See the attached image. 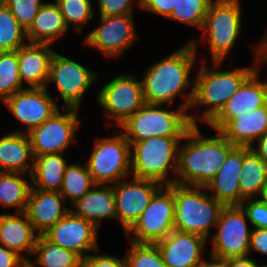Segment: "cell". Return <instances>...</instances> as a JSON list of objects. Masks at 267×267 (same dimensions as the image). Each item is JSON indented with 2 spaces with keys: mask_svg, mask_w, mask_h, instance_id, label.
I'll return each mask as SVG.
<instances>
[{
  "mask_svg": "<svg viewBox=\"0 0 267 267\" xmlns=\"http://www.w3.org/2000/svg\"><path fill=\"white\" fill-rule=\"evenodd\" d=\"M176 0H140V10L168 18L175 5Z\"/></svg>",
  "mask_w": 267,
  "mask_h": 267,
  "instance_id": "cell-42",
  "label": "cell"
},
{
  "mask_svg": "<svg viewBox=\"0 0 267 267\" xmlns=\"http://www.w3.org/2000/svg\"><path fill=\"white\" fill-rule=\"evenodd\" d=\"M21 172H0V205L15 208V212H25L32 187L31 176Z\"/></svg>",
  "mask_w": 267,
  "mask_h": 267,
  "instance_id": "cell-29",
  "label": "cell"
},
{
  "mask_svg": "<svg viewBox=\"0 0 267 267\" xmlns=\"http://www.w3.org/2000/svg\"><path fill=\"white\" fill-rule=\"evenodd\" d=\"M207 242L203 236L173 230L155 245L167 267H201Z\"/></svg>",
  "mask_w": 267,
  "mask_h": 267,
  "instance_id": "cell-19",
  "label": "cell"
},
{
  "mask_svg": "<svg viewBox=\"0 0 267 267\" xmlns=\"http://www.w3.org/2000/svg\"><path fill=\"white\" fill-rule=\"evenodd\" d=\"M199 127L193 125L180 142L176 184L206 187L236 147L219 131L206 136Z\"/></svg>",
  "mask_w": 267,
  "mask_h": 267,
  "instance_id": "cell-3",
  "label": "cell"
},
{
  "mask_svg": "<svg viewBox=\"0 0 267 267\" xmlns=\"http://www.w3.org/2000/svg\"><path fill=\"white\" fill-rule=\"evenodd\" d=\"M99 16L133 14L135 6L140 7V0H97Z\"/></svg>",
  "mask_w": 267,
  "mask_h": 267,
  "instance_id": "cell-40",
  "label": "cell"
},
{
  "mask_svg": "<svg viewBox=\"0 0 267 267\" xmlns=\"http://www.w3.org/2000/svg\"><path fill=\"white\" fill-rule=\"evenodd\" d=\"M259 67L232 96L221 111L207 124L220 131L231 119L267 104V79L261 80Z\"/></svg>",
  "mask_w": 267,
  "mask_h": 267,
  "instance_id": "cell-18",
  "label": "cell"
},
{
  "mask_svg": "<svg viewBox=\"0 0 267 267\" xmlns=\"http://www.w3.org/2000/svg\"><path fill=\"white\" fill-rule=\"evenodd\" d=\"M67 24L55 1L45 2L30 27L26 30L28 43L57 44L68 32ZM65 34V35H64Z\"/></svg>",
  "mask_w": 267,
  "mask_h": 267,
  "instance_id": "cell-27",
  "label": "cell"
},
{
  "mask_svg": "<svg viewBox=\"0 0 267 267\" xmlns=\"http://www.w3.org/2000/svg\"><path fill=\"white\" fill-rule=\"evenodd\" d=\"M259 261H257V267H267V264H262V265H259L258 263Z\"/></svg>",
  "mask_w": 267,
  "mask_h": 267,
  "instance_id": "cell-51",
  "label": "cell"
},
{
  "mask_svg": "<svg viewBox=\"0 0 267 267\" xmlns=\"http://www.w3.org/2000/svg\"><path fill=\"white\" fill-rule=\"evenodd\" d=\"M55 3L59 6L67 27L70 28L71 25L78 35L96 16L93 4L96 0H55Z\"/></svg>",
  "mask_w": 267,
  "mask_h": 267,
  "instance_id": "cell-34",
  "label": "cell"
},
{
  "mask_svg": "<svg viewBox=\"0 0 267 267\" xmlns=\"http://www.w3.org/2000/svg\"><path fill=\"white\" fill-rule=\"evenodd\" d=\"M107 81L97 92L96 100L106 118L119 127L146 104L142 80L131 72H124Z\"/></svg>",
  "mask_w": 267,
  "mask_h": 267,
  "instance_id": "cell-11",
  "label": "cell"
},
{
  "mask_svg": "<svg viewBox=\"0 0 267 267\" xmlns=\"http://www.w3.org/2000/svg\"><path fill=\"white\" fill-rule=\"evenodd\" d=\"M98 77L97 71L87 69L82 63L55 51L50 64L47 87L54 82L59 93L54 98L56 102L61 98L64 108L81 109L84 95L97 82L96 80H99Z\"/></svg>",
  "mask_w": 267,
  "mask_h": 267,
  "instance_id": "cell-12",
  "label": "cell"
},
{
  "mask_svg": "<svg viewBox=\"0 0 267 267\" xmlns=\"http://www.w3.org/2000/svg\"><path fill=\"white\" fill-rule=\"evenodd\" d=\"M264 33L258 41V59L260 67L262 65H266L267 67V28Z\"/></svg>",
  "mask_w": 267,
  "mask_h": 267,
  "instance_id": "cell-47",
  "label": "cell"
},
{
  "mask_svg": "<svg viewBox=\"0 0 267 267\" xmlns=\"http://www.w3.org/2000/svg\"><path fill=\"white\" fill-rule=\"evenodd\" d=\"M49 91L48 87L25 88L2 102L13 118L25 127L24 130L15 128L13 132L29 134L60 109Z\"/></svg>",
  "mask_w": 267,
  "mask_h": 267,
  "instance_id": "cell-15",
  "label": "cell"
},
{
  "mask_svg": "<svg viewBox=\"0 0 267 267\" xmlns=\"http://www.w3.org/2000/svg\"><path fill=\"white\" fill-rule=\"evenodd\" d=\"M28 43L26 30L19 24L8 6L0 4V52L17 51Z\"/></svg>",
  "mask_w": 267,
  "mask_h": 267,
  "instance_id": "cell-33",
  "label": "cell"
},
{
  "mask_svg": "<svg viewBox=\"0 0 267 267\" xmlns=\"http://www.w3.org/2000/svg\"><path fill=\"white\" fill-rule=\"evenodd\" d=\"M60 109L28 135L31 139L34 157L45 154L65 153L72 144H76V132L80 129V109L65 107Z\"/></svg>",
  "mask_w": 267,
  "mask_h": 267,
  "instance_id": "cell-13",
  "label": "cell"
},
{
  "mask_svg": "<svg viewBox=\"0 0 267 267\" xmlns=\"http://www.w3.org/2000/svg\"><path fill=\"white\" fill-rule=\"evenodd\" d=\"M24 261L21 255L0 245V267H23Z\"/></svg>",
  "mask_w": 267,
  "mask_h": 267,
  "instance_id": "cell-44",
  "label": "cell"
},
{
  "mask_svg": "<svg viewBox=\"0 0 267 267\" xmlns=\"http://www.w3.org/2000/svg\"><path fill=\"white\" fill-rule=\"evenodd\" d=\"M207 258L210 259H206L201 267H227L226 262L224 260L213 258L211 256Z\"/></svg>",
  "mask_w": 267,
  "mask_h": 267,
  "instance_id": "cell-48",
  "label": "cell"
},
{
  "mask_svg": "<svg viewBox=\"0 0 267 267\" xmlns=\"http://www.w3.org/2000/svg\"><path fill=\"white\" fill-rule=\"evenodd\" d=\"M23 267H38V266H36L30 259H28L24 261Z\"/></svg>",
  "mask_w": 267,
  "mask_h": 267,
  "instance_id": "cell-50",
  "label": "cell"
},
{
  "mask_svg": "<svg viewBox=\"0 0 267 267\" xmlns=\"http://www.w3.org/2000/svg\"><path fill=\"white\" fill-rule=\"evenodd\" d=\"M99 231L92 222L69 211L43 235L52 243L84 258L100 249Z\"/></svg>",
  "mask_w": 267,
  "mask_h": 267,
  "instance_id": "cell-17",
  "label": "cell"
},
{
  "mask_svg": "<svg viewBox=\"0 0 267 267\" xmlns=\"http://www.w3.org/2000/svg\"><path fill=\"white\" fill-rule=\"evenodd\" d=\"M94 185L86 163L72 162L65 169L60 193L66 202L69 200V206H71L85 193L89 192Z\"/></svg>",
  "mask_w": 267,
  "mask_h": 267,
  "instance_id": "cell-32",
  "label": "cell"
},
{
  "mask_svg": "<svg viewBox=\"0 0 267 267\" xmlns=\"http://www.w3.org/2000/svg\"><path fill=\"white\" fill-rule=\"evenodd\" d=\"M240 0H212L202 27L212 62H224L242 32ZM205 36V37H204Z\"/></svg>",
  "mask_w": 267,
  "mask_h": 267,
  "instance_id": "cell-7",
  "label": "cell"
},
{
  "mask_svg": "<svg viewBox=\"0 0 267 267\" xmlns=\"http://www.w3.org/2000/svg\"><path fill=\"white\" fill-rule=\"evenodd\" d=\"M131 177L112 184L117 221L124 234L139 219L154 193L162 186L152 180Z\"/></svg>",
  "mask_w": 267,
  "mask_h": 267,
  "instance_id": "cell-16",
  "label": "cell"
},
{
  "mask_svg": "<svg viewBox=\"0 0 267 267\" xmlns=\"http://www.w3.org/2000/svg\"><path fill=\"white\" fill-rule=\"evenodd\" d=\"M174 227L184 233H193L209 240L211 228L216 227L222 202L210 196L206 187L173 184Z\"/></svg>",
  "mask_w": 267,
  "mask_h": 267,
  "instance_id": "cell-4",
  "label": "cell"
},
{
  "mask_svg": "<svg viewBox=\"0 0 267 267\" xmlns=\"http://www.w3.org/2000/svg\"><path fill=\"white\" fill-rule=\"evenodd\" d=\"M52 47L51 44L27 43L17 50L20 80L25 88L47 87L55 53Z\"/></svg>",
  "mask_w": 267,
  "mask_h": 267,
  "instance_id": "cell-20",
  "label": "cell"
},
{
  "mask_svg": "<svg viewBox=\"0 0 267 267\" xmlns=\"http://www.w3.org/2000/svg\"><path fill=\"white\" fill-rule=\"evenodd\" d=\"M65 202L60 192L31 187L25 212L39 235H43L70 211Z\"/></svg>",
  "mask_w": 267,
  "mask_h": 267,
  "instance_id": "cell-21",
  "label": "cell"
},
{
  "mask_svg": "<svg viewBox=\"0 0 267 267\" xmlns=\"http://www.w3.org/2000/svg\"><path fill=\"white\" fill-rule=\"evenodd\" d=\"M125 257L126 267H167L155 244L129 242Z\"/></svg>",
  "mask_w": 267,
  "mask_h": 267,
  "instance_id": "cell-37",
  "label": "cell"
},
{
  "mask_svg": "<svg viewBox=\"0 0 267 267\" xmlns=\"http://www.w3.org/2000/svg\"><path fill=\"white\" fill-rule=\"evenodd\" d=\"M240 205H225L215 233H212L209 256L220 260L249 256L252 227Z\"/></svg>",
  "mask_w": 267,
  "mask_h": 267,
  "instance_id": "cell-10",
  "label": "cell"
},
{
  "mask_svg": "<svg viewBox=\"0 0 267 267\" xmlns=\"http://www.w3.org/2000/svg\"><path fill=\"white\" fill-rule=\"evenodd\" d=\"M183 138L158 136L133 143L131 145L132 176L152 180L161 185L174 184L179 145Z\"/></svg>",
  "mask_w": 267,
  "mask_h": 267,
  "instance_id": "cell-6",
  "label": "cell"
},
{
  "mask_svg": "<svg viewBox=\"0 0 267 267\" xmlns=\"http://www.w3.org/2000/svg\"><path fill=\"white\" fill-rule=\"evenodd\" d=\"M267 181V163L251 147H244V161L240 171L241 203L244 199L258 198Z\"/></svg>",
  "mask_w": 267,
  "mask_h": 267,
  "instance_id": "cell-30",
  "label": "cell"
},
{
  "mask_svg": "<svg viewBox=\"0 0 267 267\" xmlns=\"http://www.w3.org/2000/svg\"><path fill=\"white\" fill-rule=\"evenodd\" d=\"M252 53L254 60L247 67L221 70L223 62H211L210 67L206 58H201V65L195 74L194 97L190 111L195 107L197 117L189 112L192 125L207 124L221 111L227 101L236 94L242 84L260 67L258 59V40L254 42ZM221 70V71H220ZM205 109L200 111V108ZM200 107V108H197ZM199 109V110H198ZM199 112V113H198ZM201 112V114H200ZM199 115V116H198ZM199 121V122H198Z\"/></svg>",
  "mask_w": 267,
  "mask_h": 267,
  "instance_id": "cell-2",
  "label": "cell"
},
{
  "mask_svg": "<svg viewBox=\"0 0 267 267\" xmlns=\"http://www.w3.org/2000/svg\"><path fill=\"white\" fill-rule=\"evenodd\" d=\"M70 211L92 222L98 229L105 219L117 220L115 197L112 185L95 184L80 199L71 205Z\"/></svg>",
  "mask_w": 267,
  "mask_h": 267,
  "instance_id": "cell-24",
  "label": "cell"
},
{
  "mask_svg": "<svg viewBox=\"0 0 267 267\" xmlns=\"http://www.w3.org/2000/svg\"><path fill=\"white\" fill-rule=\"evenodd\" d=\"M267 255V228L252 229L249 242V256L253 252Z\"/></svg>",
  "mask_w": 267,
  "mask_h": 267,
  "instance_id": "cell-43",
  "label": "cell"
},
{
  "mask_svg": "<svg viewBox=\"0 0 267 267\" xmlns=\"http://www.w3.org/2000/svg\"><path fill=\"white\" fill-rule=\"evenodd\" d=\"M212 0H176L171 15L167 18L202 30L208 7Z\"/></svg>",
  "mask_w": 267,
  "mask_h": 267,
  "instance_id": "cell-36",
  "label": "cell"
},
{
  "mask_svg": "<svg viewBox=\"0 0 267 267\" xmlns=\"http://www.w3.org/2000/svg\"><path fill=\"white\" fill-rule=\"evenodd\" d=\"M39 234L26 212L0 214V245L31 259Z\"/></svg>",
  "mask_w": 267,
  "mask_h": 267,
  "instance_id": "cell-23",
  "label": "cell"
},
{
  "mask_svg": "<svg viewBox=\"0 0 267 267\" xmlns=\"http://www.w3.org/2000/svg\"><path fill=\"white\" fill-rule=\"evenodd\" d=\"M80 267H126L125 257L105 255L101 250L82 258Z\"/></svg>",
  "mask_w": 267,
  "mask_h": 267,
  "instance_id": "cell-41",
  "label": "cell"
},
{
  "mask_svg": "<svg viewBox=\"0 0 267 267\" xmlns=\"http://www.w3.org/2000/svg\"><path fill=\"white\" fill-rule=\"evenodd\" d=\"M108 137H96L86 161L95 184L112 185L131 178V144L121 131Z\"/></svg>",
  "mask_w": 267,
  "mask_h": 267,
  "instance_id": "cell-8",
  "label": "cell"
},
{
  "mask_svg": "<svg viewBox=\"0 0 267 267\" xmlns=\"http://www.w3.org/2000/svg\"><path fill=\"white\" fill-rule=\"evenodd\" d=\"M68 164L69 161L64 157V153L34 157V166L31 173L32 187L44 191L60 192Z\"/></svg>",
  "mask_w": 267,
  "mask_h": 267,
  "instance_id": "cell-28",
  "label": "cell"
},
{
  "mask_svg": "<svg viewBox=\"0 0 267 267\" xmlns=\"http://www.w3.org/2000/svg\"><path fill=\"white\" fill-rule=\"evenodd\" d=\"M227 267H257L256 258L247 257H237V258H228L224 260Z\"/></svg>",
  "mask_w": 267,
  "mask_h": 267,
  "instance_id": "cell-45",
  "label": "cell"
},
{
  "mask_svg": "<svg viewBox=\"0 0 267 267\" xmlns=\"http://www.w3.org/2000/svg\"><path fill=\"white\" fill-rule=\"evenodd\" d=\"M258 198L267 203V181L263 185L262 190H261Z\"/></svg>",
  "mask_w": 267,
  "mask_h": 267,
  "instance_id": "cell-49",
  "label": "cell"
},
{
  "mask_svg": "<svg viewBox=\"0 0 267 267\" xmlns=\"http://www.w3.org/2000/svg\"><path fill=\"white\" fill-rule=\"evenodd\" d=\"M192 126L183 107L145 104L118 128L132 145L151 137H184Z\"/></svg>",
  "mask_w": 267,
  "mask_h": 267,
  "instance_id": "cell-5",
  "label": "cell"
},
{
  "mask_svg": "<svg viewBox=\"0 0 267 267\" xmlns=\"http://www.w3.org/2000/svg\"><path fill=\"white\" fill-rule=\"evenodd\" d=\"M198 44V40L192 38L146 68L141 78L146 104L173 106L179 96L183 99L179 106L190 111L195 84L191 74L197 66Z\"/></svg>",
  "mask_w": 267,
  "mask_h": 267,
  "instance_id": "cell-1",
  "label": "cell"
},
{
  "mask_svg": "<svg viewBox=\"0 0 267 267\" xmlns=\"http://www.w3.org/2000/svg\"><path fill=\"white\" fill-rule=\"evenodd\" d=\"M22 89L17 51L0 52V102Z\"/></svg>",
  "mask_w": 267,
  "mask_h": 267,
  "instance_id": "cell-35",
  "label": "cell"
},
{
  "mask_svg": "<svg viewBox=\"0 0 267 267\" xmlns=\"http://www.w3.org/2000/svg\"><path fill=\"white\" fill-rule=\"evenodd\" d=\"M19 24L27 30L35 19L44 0H3Z\"/></svg>",
  "mask_w": 267,
  "mask_h": 267,
  "instance_id": "cell-38",
  "label": "cell"
},
{
  "mask_svg": "<svg viewBox=\"0 0 267 267\" xmlns=\"http://www.w3.org/2000/svg\"><path fill=\"white\" fill-rule=\"evenodd\" d=\"M253 229L267 228V203L259 198L244 199L240 204Z\"/></svg>",
  "mask_w": 267,
  "mask_h": 267,
  "instance_id": "cell-39",
  "label": "cell"
},
{
  "mask_svg": "<svg viewBox=\"0 0 267 267\" xmlns=\"http://www.w3.org/2000/svg\"><path fill=\"white\" fill-rule=\"evenodd\" d=\"M30 259L38 267H80L82 257L49 241L44 235L36 240Z\"/></svg>",
  "mask_w": 267,
  "mask_h": 267,
  "instance_id": "cell-31",
  "label": "cell"
},
{
  "mask_svg": "<svg viewBox=\"0 0 267 267\" xmlns=\"http://www.w3.org/2000/svg\"><path fill=\"white\" fill-rule=\"evenodd\" d=\"M244 161V147L236 146L221 164L215 178L206 186L208 194L224 205H240V171Z\"/></svg>",
  "mask_w": 267,
  "mask_h": 267,
  "instance_id": "cell-22",
  "label": "cell"
},
{
  "mask_svg": "<svg viewBox=\"0 0 267 267\" xmlns=\"http://www.w3.org/2000/svg\"><path fill=\"white\" fill-rule=\"evenodd\" d=\"M239 147H251L267 132V104L231 119L220 131Z\"/></svg>",
  "mask_w": 267,
  "mask_h": 267,
  "instance_id": "cell-26",
  "label": "cell"
},
{
  "mask_svg": "<svg viewBox=\"0 0 267 267\" xmlns=\"http://www.w3.org/2000/svg\"><path fill=\"white\" fill-rule=\"evenodd\" d=\"M257 143V144H256ZM251 149L265 162L267 163V132L261 136L255 144L251 146Z\"/></svg>",
  "mask_w": 267,
  "mask_h": 267,
  "instance_id": "cell-46",
  "label": "cell"
},
{
  "mask_svg": "<svg viewBox=\"0 0 267 267\" xmlns=\"http://www.w3.org/2000/svg\"><path fill=\"white\" fill-rule=\"evenodd\" d=\"M34 166V155L30 136L13 132L0 137V172H21L30 177Z\"/></svg>",
  "mask_w": 267,
  "mask_h": 267,
  "instance_id": "cell-25",
  "label": "cell"
},
{
  "mask_svg": "<svg viewBox=\"0 0 267 267\" xmlns=\"http://www.w3.org/2000/svg\"><path fill=\"white\" fill-rule=\"evenodd\" d=\"M134 14L99 16V25L84 37L83 43L107 58H119L138 40Z\"/></svg>",
  "mask_w": 267,
  "mask_h": 267,
  "instance_id": "cell-14",
  "label": "cell"
},
{
  "mask_svg": "<svg viewBox=\"0 0 267 267\" xmlns=\"http://www.w3.org/2000/svg\"><path fill=\"white\" fill-rule=\"evenodd\" d=\"M174 192L172 185H162L152 196L139 219L125 233L138 244H155L170 234L174 227Z\"/></svg>",
  "mask_w": 267,
  "mask_h": 267,
  "instance_id": "cell-9",
  "label": "cell"
}]
</instances>
